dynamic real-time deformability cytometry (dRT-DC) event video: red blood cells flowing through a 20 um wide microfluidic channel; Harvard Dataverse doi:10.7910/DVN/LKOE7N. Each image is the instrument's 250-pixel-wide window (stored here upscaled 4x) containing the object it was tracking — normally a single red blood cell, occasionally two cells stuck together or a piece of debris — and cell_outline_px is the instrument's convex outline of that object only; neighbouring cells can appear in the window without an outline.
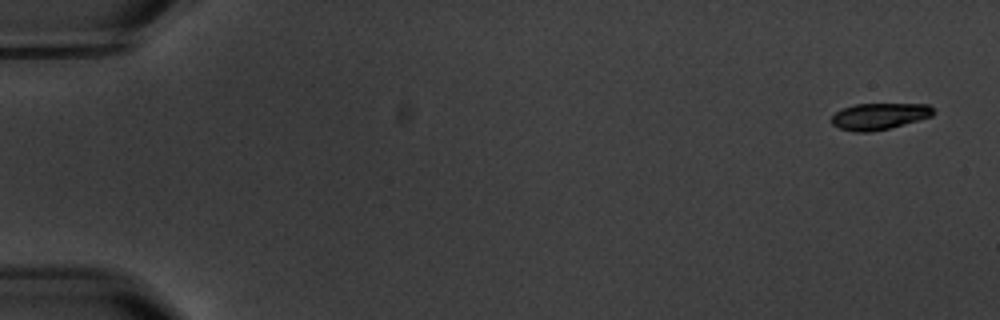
{"species": "common noctule bat (a hibernating species)", "species_latin": "Nyctalus noctula", "temperature_condition": "warm", "stored_images_in_passage": 14, "camera_frame_rate_fps": 3000, "um_per_image_px": 0.085, "animal": {"sex": "male", "body_mass_g": 20.1, "forearm_length_mm": 53.5}, "frame": {"image": 1, "passage_image": 1, "time_ms": 0.0, "image_size_px": [1000, 320], "cell_outline_px": [[936, 112], [932, 116], [888, 128], [868, 132], [852, 132], [840, 128], [832, 124], [832, 116], [836, 112], [844, 108], [856, 104], [928, 104]], "centroid_in_image_um": [74.74, 9.88], "position_along_channel_um": 10.3, "area_um2": 15.49}}
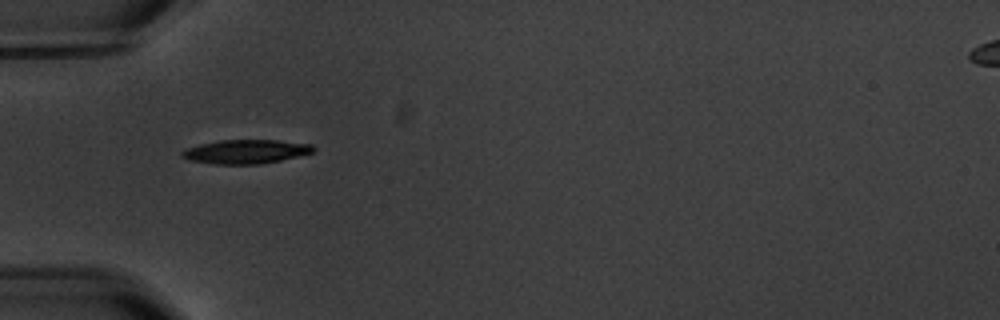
{"frame": {"image": 2, "passage_image": 5, "time_ms": 5.667, "image_size_px": [1000, 320], "cell_outline_px": [[316, 148], [312, 152], [300, 156], [260, 164], [216, 164], [192, 160], [180, 156], [180, 152], [184, 148], [200, 144], [220, 140], [276, 140], [312, 144]], "centroid_in_image_um": [20.89, 12.88], "position_along_channel_um": 64.1, "area_um2": 18.32}}
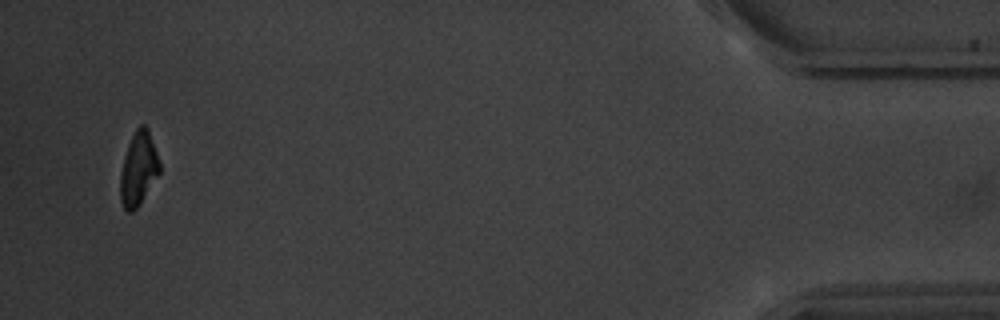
{"frame": {"image": 3, "passage_image": 14, "time_ms": 18.0, "image_size_px": [1000, 320], "cell_outline_px": [[160, 172], [140, 204], [132, 212], [128, 212], [124, 208], [120, 200], [120, 176], [124, 156], [128, 144], [136, 128], [140, 124], [144, 124], [148, 128], [160, 164]], "centroid_in_image_um": [11.76, 14.35], "position_along_channel_um": 423.4, "area_um2": 16.76}, "authors_computed_cell_mechanics": {"area_um2": 17.6579, "velocity_mm_per_s": 3.5372, "shape_relaxation_time_tau1_ms": 3.2993, "shape_relaxation_time_tau2_ms": 8.7688, "deformation_change_tau1": 0.1199, "deformation_change_tau2": 0.132}}